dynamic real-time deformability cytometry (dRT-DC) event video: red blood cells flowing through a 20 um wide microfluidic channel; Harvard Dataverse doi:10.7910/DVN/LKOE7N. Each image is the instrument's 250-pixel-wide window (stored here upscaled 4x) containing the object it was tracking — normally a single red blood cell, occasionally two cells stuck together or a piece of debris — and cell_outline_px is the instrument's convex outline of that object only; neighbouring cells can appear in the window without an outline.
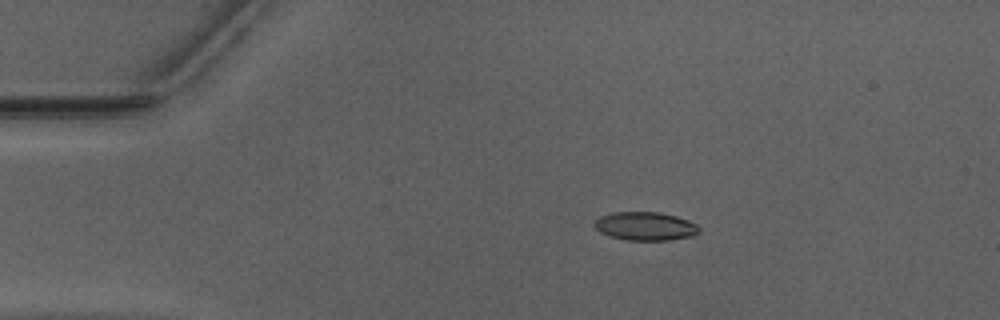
{"species": "Egyptian fruit bat (a non-hibernating species)", "species_latin": "Rousettus aegyptiacus", "temperature_condition": "warm", "stored_images_in_passage": 48, "camera_frame_rate_fps": 3000, "um_per_image_px": 0.085, "animal": {"sex": "male"}, "frame": {"image": 1, "passage_image": 6, "time_ms": 1.667, "image_size_px": [1000, 320], "cell_outline_px": [[700, 232], [692, 236], [668, 240], [624, 240], [600, 232], [592, 224], [600, 216], [612, 212], [660, 212], [676, 216], [688, 220], [696, 224], [700, 228]], "centroid_in_image_um": [54.86, 19.22], "position_along_channel_um": 30.1, "area_um2": 17.4}}
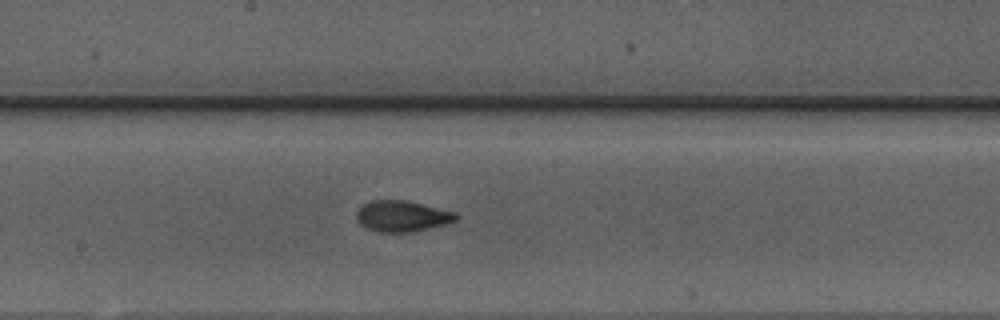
{"frame": {"image": 2, "passage_image": 24, "time_ms": 7.667, "image_size_px": [1000, 320], "cell_outline_px": [[460, 216], [456, 220], [444, 224], [412, 232], [376, 232], [360, 224], [356, 220], [356, 212], [364, 204], [372, 200], [408, 200], [456, 212]], "centroid_in_image_um": [34.18, 18.36], "position_along_channel_um": 214.0, "area_um2": 18.03}}
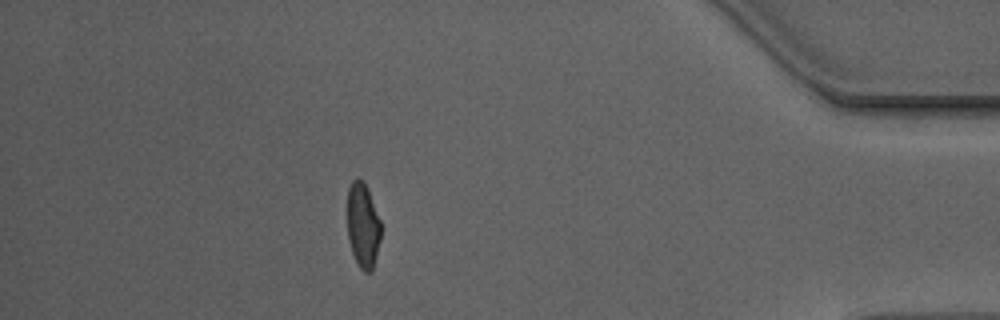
{"frame": {"image": 3, "passage_image": 42, "time_ms": 13.667, "image_size_px": [1000, 320], "cell_outline_px": [[380, 240], [372, 272], [364, 272], [360, 268], [352, 252], [348, 240], [348, 188], [352, 180], [356, 176], [364, 180], [380, 220]], "centroid_in_image_um": [30.84, 19.13], "position_along_channel_um": 404.4, "area_um2": 16.59}, "authors_computed_cell_mechanics": {"area_um2": 17.3978, "velocity_mm_per_s": 3.9815, "shape_relaxation_time_tau1_ms": 3.8756, "shape_relaxation_time_tau2_ms": 1.0491, "deformation_change_tau1": 0.1753, "deformation_change_tau2": 0.0776}}